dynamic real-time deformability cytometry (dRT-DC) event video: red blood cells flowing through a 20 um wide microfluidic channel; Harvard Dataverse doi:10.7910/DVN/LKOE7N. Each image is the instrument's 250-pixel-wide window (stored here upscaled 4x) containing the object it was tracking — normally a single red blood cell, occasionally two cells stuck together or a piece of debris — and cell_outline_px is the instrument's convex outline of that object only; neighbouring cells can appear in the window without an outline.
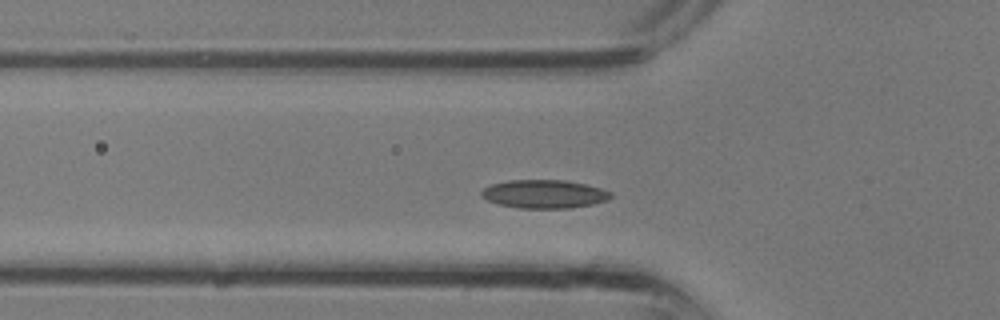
{"species": "common noctule bat (a hibernating species)", "species_latin": "Nyctalus noctula", "temperature_condition": "room temperature", "stored_images_in_passage": 29, "camera_frame_rate_fps": 3000, "um_per_image_px": 0.085, "animal": {"sex": "male", "body_mass_g": 13.3}, "frame": {"image": 1, "passage_image": 6, "time_ms": 1.667, "image_size_px": [1000, 320], "cell_outline_px": [[612, 196], [608, 200], [592, 204], [568, 208], [520, 208], [496, 204], [480, 196], [480, 192], [484, 188], [492, 184], [508, 180], [564, 180], [584, 184], [600, 188], [612, 192]], "centroid_in_image_um": [46.23, 16.49], "position_along_channel_um": 79.6, "area_um2": 21.39}}
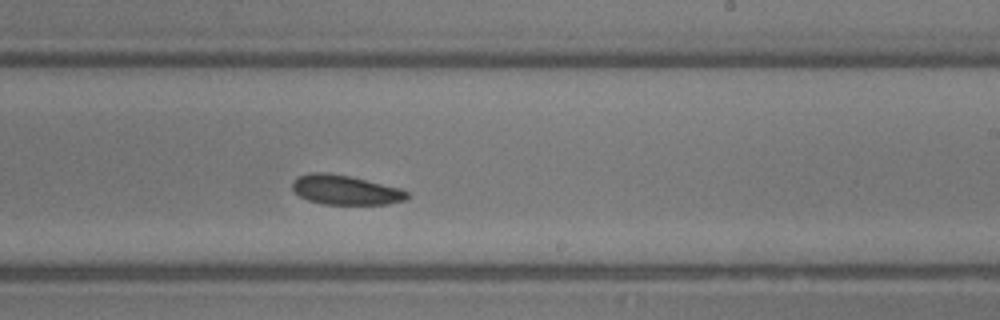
{"frame": {"image": 2, "passage_image": 15, "time_ms": 4.667, "image_size_px": [1000, 320], "cell_outline_px": [[408, 200], [388, 204], [320, 204], [308, 200], [300, 196], [292, 188], [292, 180], [296, 176], [308, 172], [328, 172], [348, 176], [400, 188], [408, 192]], "centroid_in_image_um": [29.32, 16.14], "position_along_channel_um": 259.7, "area_um2": 19.88}}
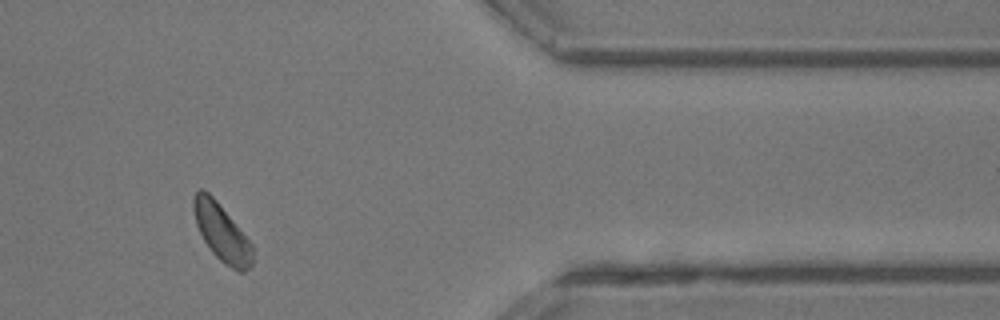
{"frame": {"image": 3, "passage_image": 23, "time_ms": 7.333, "image_size_px": [1000, 320], "cell_outline_px": [[252, 264], [244, 272], [236, 272], [224, 264], [212, 252], [204, 240], [196, 224], [192, 208], [192, 200], [196, 192], [200, 188], [204, 188], [216, 200], [252, 244]], "centroid_in_image_um": [18.82, 19.77], "position_along_channel_um": 392.6, "area_um2": 19.54}}